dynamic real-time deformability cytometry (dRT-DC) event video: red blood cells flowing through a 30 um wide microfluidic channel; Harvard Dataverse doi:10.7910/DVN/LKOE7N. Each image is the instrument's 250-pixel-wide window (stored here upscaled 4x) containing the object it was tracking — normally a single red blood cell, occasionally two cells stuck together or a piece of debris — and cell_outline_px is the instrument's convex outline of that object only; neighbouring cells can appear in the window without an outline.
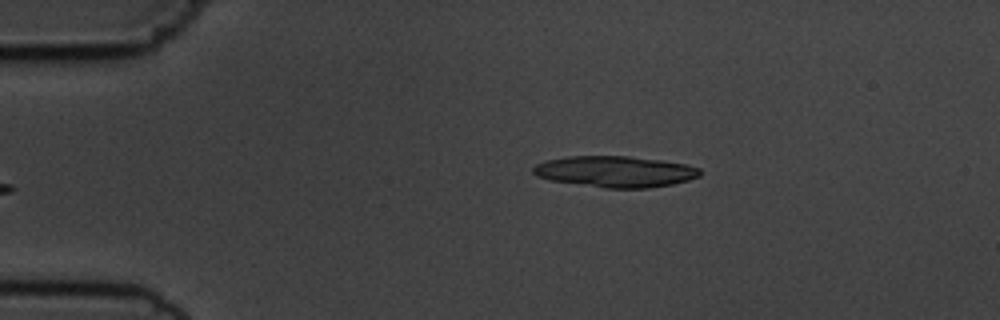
{"species": "common noctule bat (a hibernating species)", "species_latin": "Nyctalus noctula", "temperature_condition": "cold", "stored_images_in_passage": 7, "segment_of_instrument_passage": [1, 2], "camera_frame_rate_fps": 3000, "um_per_image_px": 0.085, "animal": {"sex": "male", "body_mass_g": 19.5, "forearm_length_mm": 54.6}, "frame": {"image": 1, "passage_image": 1, "time_ms": 0.0, "image_size_px": [1000, 320], "cell_outline_px": [[700, 176], [688, 180], [672, 184], [648, 188], [604, 188], [548, 180], [536, 176], [532, 172], [532, 168], [536, 164], [544, 160], [568, 156], [628, 156], [660, 160], [688, 164], [700, 168]], "centroid_in_image_um": [52.26, 14.58], "position_along_channel_um": 32.7, "area_um2": 30.52}}